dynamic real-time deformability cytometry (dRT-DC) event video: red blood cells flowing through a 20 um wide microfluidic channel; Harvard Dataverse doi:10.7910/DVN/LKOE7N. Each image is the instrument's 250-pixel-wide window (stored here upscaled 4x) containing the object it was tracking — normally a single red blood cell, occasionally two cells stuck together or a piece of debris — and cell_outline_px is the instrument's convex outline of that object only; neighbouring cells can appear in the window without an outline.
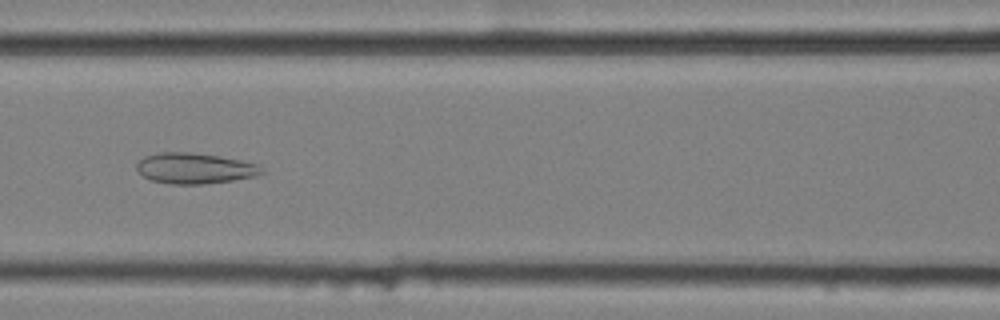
{"species": "common noctule bat (a hibernating species)", "species_latin": "Nyctalus noctula", "temperature_condition": "cold", "stored_images_in_passage": 41, "camera_frame_rate_fps": 3000, "um_per_image_px": 0.085, "animal": {"sex": "female", "body_mass_g": 25.1}, "frame": {"image": 1, "passage_image": 20, "time_ms": 6.333, "image_size_px": [1000, 320], "cell_outline_px": [[264, 172], [256, 176], [232, 180], [204, 184], [168, 184], [152, 180], [144, 176], [136, 168], [136, 164], [144, 156], [160, 152], [188, 152], [220, 156], [260, 164]], "centroid_in_image_um": [16.56, 14.3], "position_along_channel_um": 150.0, "area_um2": 22.37}}
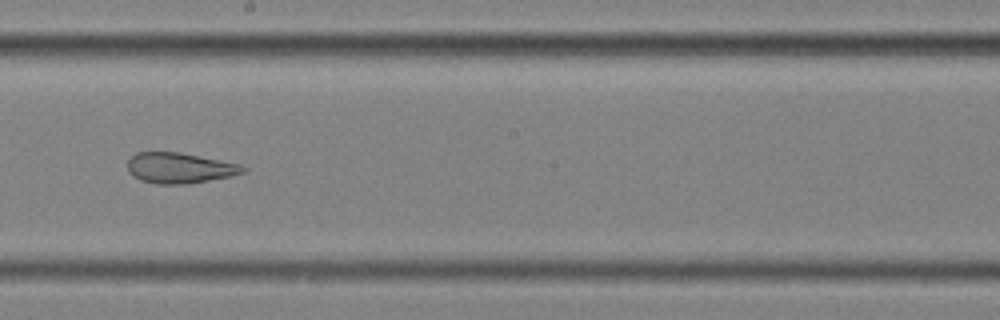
{"frame": {"image": 2, "passage_image": 27, "time_ms": 8.667, "image_size_px": [1000, 320], "cell_outline_px": [[248, 168], [244, 172], [232, 176], [188, 184], [156, 184], [140, 180], [132, 176], [128, 172], [128, 160], [136, 152], [180, 152], [240, 164]], "centroid_in_image_um": [15.26, 14.28], "position_along_channel_um": 232.9, "area_um2": 20.69}}
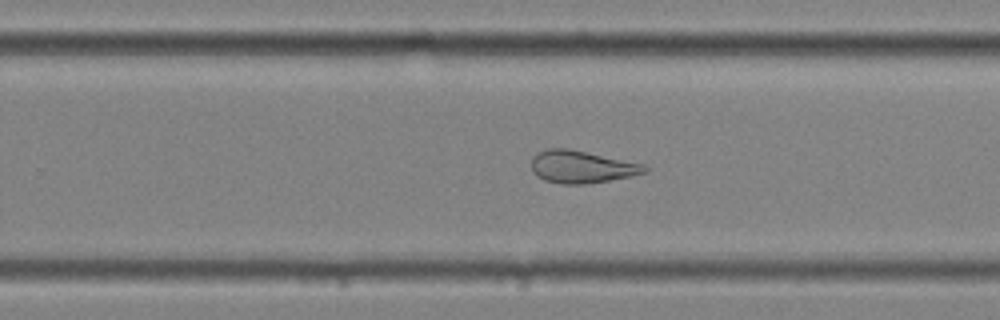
{"frame": {"image": 3, "passage_image": 31, "time_ms": 10.0, "image_size_px": [1000, 320], "cell_outline_px": [[648, 168], [644, 172], [632, 176], [584, 184], [560, 184], [544, 180], [536, 176], [532, 172], [532, 156], [548, 148], [568, 148], [644, 164]], "centroid_in_image_um": [49.4, 14.18], "position_along_channel_um": 280.4, "area_um2": 21.27}, "authors_computed_cell_mechanics": {"area_um2": 24.276, "velocity_mm_per_s": 3.569, "shape_relaxation_time_tau1_ms": null, "shape_relaxation_time_tau2_ms": 2.3357, "deformation_change_tau1": null, "deformation_change_tau2": 0.1116}}